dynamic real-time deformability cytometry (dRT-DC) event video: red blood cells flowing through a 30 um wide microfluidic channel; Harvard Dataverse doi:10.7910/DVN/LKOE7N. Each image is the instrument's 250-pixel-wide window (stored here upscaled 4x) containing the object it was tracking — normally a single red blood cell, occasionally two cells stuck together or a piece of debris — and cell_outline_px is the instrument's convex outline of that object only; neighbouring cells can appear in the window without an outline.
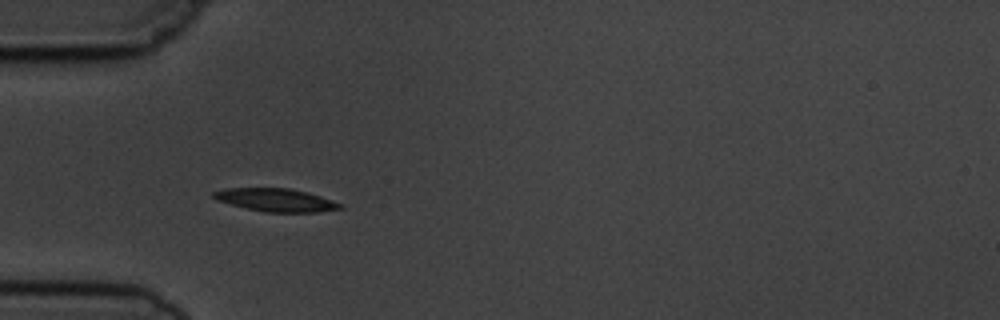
{"species": "common noctule bat (a hibernating species)", "species_latin": "Nyctalus noctula", "temperature_condition": "cold", "stored_images_in_passage": 6, "camera_frame_rate_fps": 3000, "um_per_image_px": 0.085, "animal": {"sex": "male", "body_mass_g": 19.5, "forearm_length_mm": 54.6}, "frame": {"image": 1, "passage_image": 5, "time_ms": 5.333, "image_size_px": [1000, 320], "cell_outline_px": [[344, 208], [316, 212], [264, 212], [216, 200], [212, 196], [212, 192], [224, 188], [288, 188], [308, 192], [344, 204]], "centroid_in_image_um": [23.47, 16.99], "position_along_channel_um": 61.5, "area_um2": 16.94}}
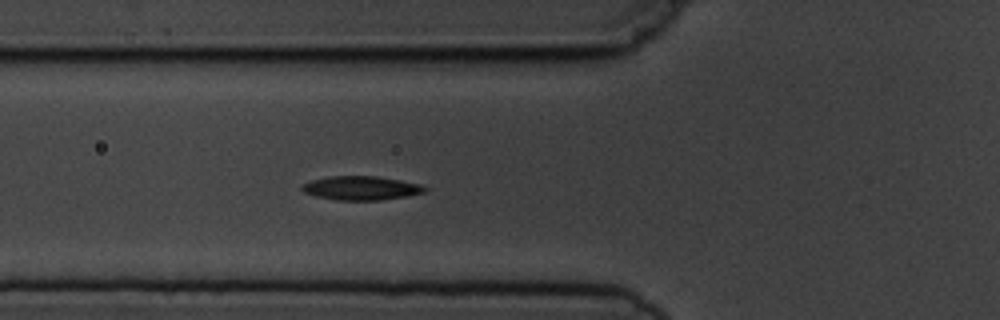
{"frame": {"image": 2, "passage_image": 6, "time_ms": 6.333, "image_size_px": [1000, 320], "cell_outline_px": [[428, 188], [424, 192], [408, 196], [380, 200], [336, 200], [316, 196], [304, 192], [300, 188], [300, 184], [312, 180], [328, 176], [376, 176], [400, 180], [420, 184]], "centroid_in_image_um": [30.67, 15.98], "position_along_channel_um": 95.1, "area_um2": 17.17}}